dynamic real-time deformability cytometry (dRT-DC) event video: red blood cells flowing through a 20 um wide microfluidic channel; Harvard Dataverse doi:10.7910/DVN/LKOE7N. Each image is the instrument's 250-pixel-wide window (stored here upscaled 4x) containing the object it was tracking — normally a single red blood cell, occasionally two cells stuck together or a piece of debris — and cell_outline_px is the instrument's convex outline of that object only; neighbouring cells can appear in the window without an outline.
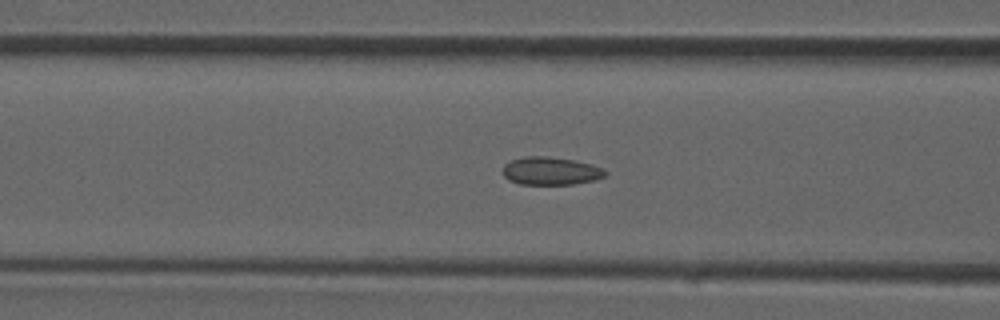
{"species": "common noctule bat (a hibernating species)", "species_latin": "Nyctalus noctula", "temperature_condition": "room temperature", "stored_images_in_passage": 39, "camera_frame_rate_fps": 3000, "um_per_image_px": 0.085, "animal": {"sex": "male", "forearm_length_mm": 52.5}, "frame": {"image": 1, "passage_image": 16, "time_ms": 5.0, "image_size_px": [1000, 320], "cell_outline_px": [[608, 172], [604, 176], [596, 180], [572, 184], [520, 184], [508, 180], [504, 176], [504, 164], [508, 160], [524, 156], [548, 156], [576, 160], [592, 164]], "centroid_in_image_um": [46.79, 14.52], "position_along_channel_um": 119.8, "area_um2": 16.82}}
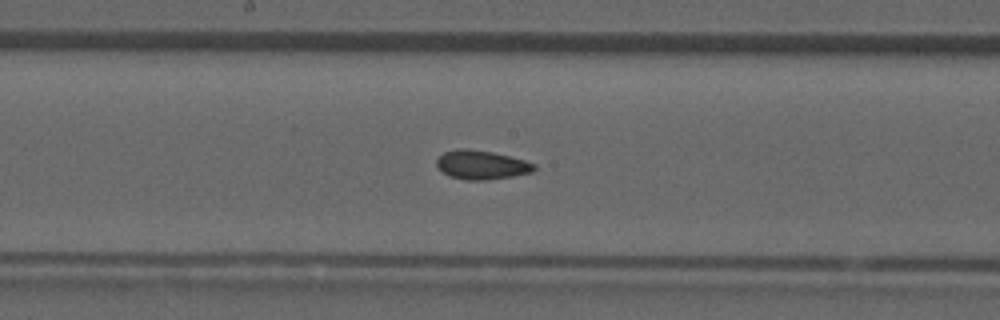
{"frame": {"image": 2, "passage_image": 21, "time_ms": 6.667, "image_size_px": [1000, 320], "cell_outline_px": [[536, 168], [532, 172], [512, 176], [484, 180], [464, 180], [448, 176], [436, 164], [436, 160], [444, 152], [456, 148], [464, 148], [492, 152], [524, 160], [536, 164]], "centroid_in_image_um": [40.92, 14.01], "position_along_channel_um": 207.3, "area_um2": 16.36}}
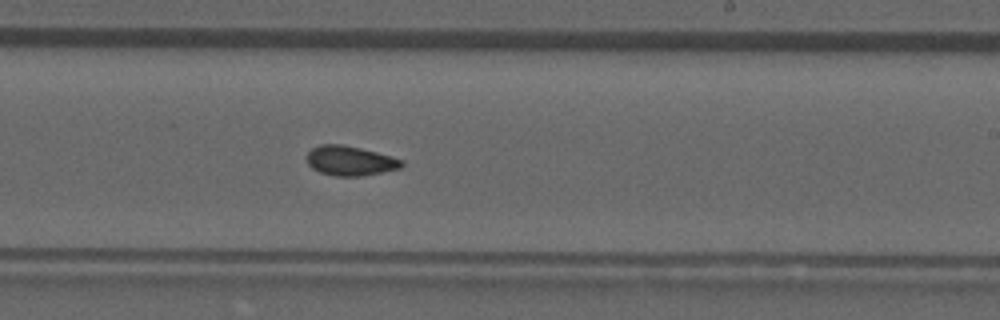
{"frame": {"image": 3, "passage_image": 24, "time_ms": 7.667, "image_size_px": [1000, 320], "cell_outline_px": [[404, 164], [400, 168], [364, 176], [336, 176], [320, 172], [312, 168], [308, 164], [308, 152], [312, 148], [320, 144], [340, 144], [360, 148], [392, 156], [404, 160]], "centroid_in_image_um": [29.78, 13.67], "position_along_channel_um": 259.2, "area_um2": 16.36}}